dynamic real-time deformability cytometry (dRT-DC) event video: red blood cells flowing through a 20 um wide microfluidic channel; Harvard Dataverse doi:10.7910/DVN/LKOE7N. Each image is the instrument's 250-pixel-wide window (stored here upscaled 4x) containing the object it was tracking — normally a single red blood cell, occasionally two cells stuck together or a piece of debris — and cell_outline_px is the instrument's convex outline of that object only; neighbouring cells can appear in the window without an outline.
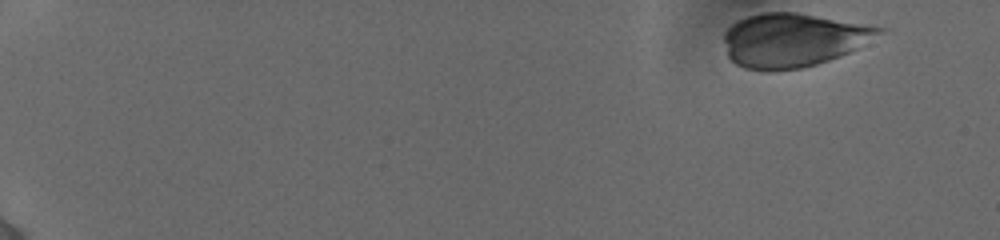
{"species": "human", "species_latin": "Homo sapiens", "temperature_condition": "cold", "stored_images_in_passage": 38, "camera_frame_rate_fps": 3000, "um_per_image_px": 0.085, "donor": {"sex": "female"}, "frame": {"image": 1, "passage_image": 1, "time_ms": 0.0, "image_size_px": [1000, 240], "cell_outline_px": [[888, 32], [860, 48], [840, 56], [816, 64], [800, 68], [744, 68], [736, 64], [728, 56], [724, 40], [724, 32], [732, 24], [748, 16], [764, 12], [796, 12], [888, 28]], "centroid_in_image_um": [67.51, 3.37], "position_along_channel_um": 17.5, "area_um2": 48.21}}
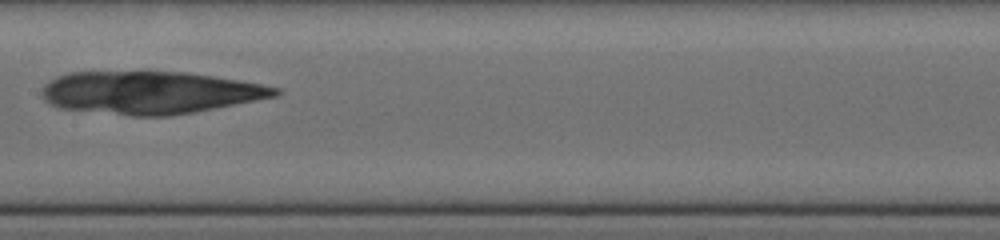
{"frame": {"image": 2, "passage_image": 19, "time_ms": 9.0, "image_size_px": [1000, 240], "cell_outline_px": [[284, 92], [276, 96], [196, 112], [168, 116], [132, 116], [56, 108], [48, 104], [44, 100], [40, 92], [40, 88], [48, 80], [56, 76], [68, 72], [184, 72], [240, 80], [280, 88]], "centroid_in_image_um": [12.68, 7.88], "position_along_channel_um": 194.7, "area_um2": 58.38}}
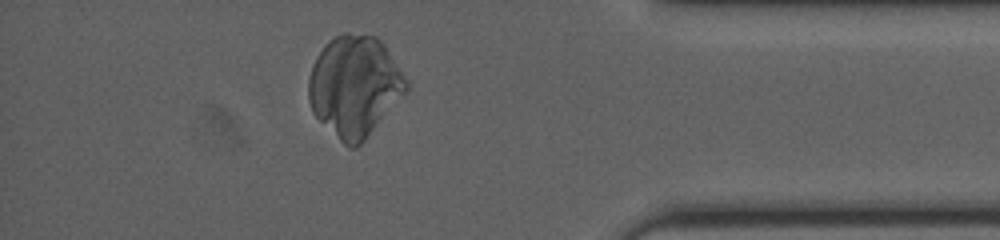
{"frame": {"image": 3, "passage_image": 34, "time_ms": 15.0, "image_size_px": [1000, 240], "cell_outline_px": [[412, 88], [364, 140], [356, 148], [348, 148], [312, 112], [308, 100], [308, 76], [312, 64], [316, 56], [324, 44], [328, 40], [344, 32], [348, 32], [376, 36], [384, 44], [408, 80]], "centroid_in_image_um": [30.15, 7.3], "position_along_channel_um": 405.0, "area_um2": 57.97}}